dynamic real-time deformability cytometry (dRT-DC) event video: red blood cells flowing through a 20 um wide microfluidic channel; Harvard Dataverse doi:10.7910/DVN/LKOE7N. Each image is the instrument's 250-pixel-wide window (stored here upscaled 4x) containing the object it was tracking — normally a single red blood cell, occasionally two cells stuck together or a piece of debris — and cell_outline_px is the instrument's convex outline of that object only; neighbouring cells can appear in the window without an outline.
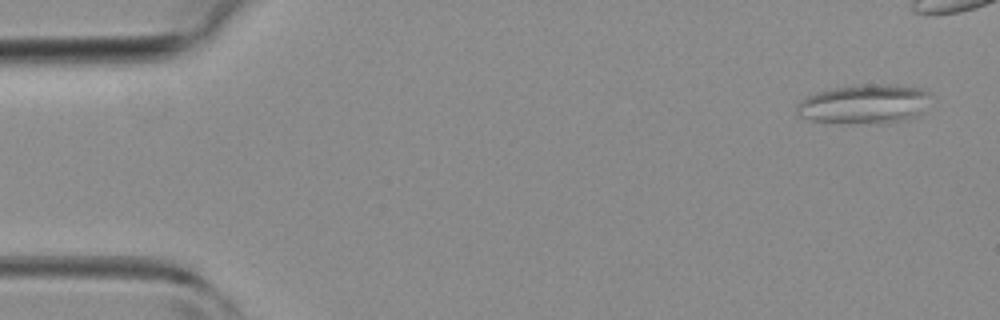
{"species": "common noctule bat (a hibernating species)", "species_latin": "Nyctalus noctula", "temperature_condition": "room temperature", "stored_images_in_passage": 36, "camera_frame_rate_fps": 3000, "um_per_image_px": 0.085, "animal": {"sex": "female", "body_mass_g": 19.3, "forearm_length_mm": 54.1}, "frame": {"image": 1, "passage_image": 2, "time_ms": 0.333, "image_size_px": [1000, 320], "cell_outline_px": [[932, 96], [920, 112], [916, 116], [908, 120], [884, 124], [880, 124], [812, 120], [796, 116], [796, 104], [800, 100], [808, 96], [820, 92], [836, 88], [864, 84], [896, 84], [920, 88], [928, 92]], "centroid_in_image_um": [73.5, 8.85], "position_along_channel_um": 11.5, "area_um2": 30.63}}
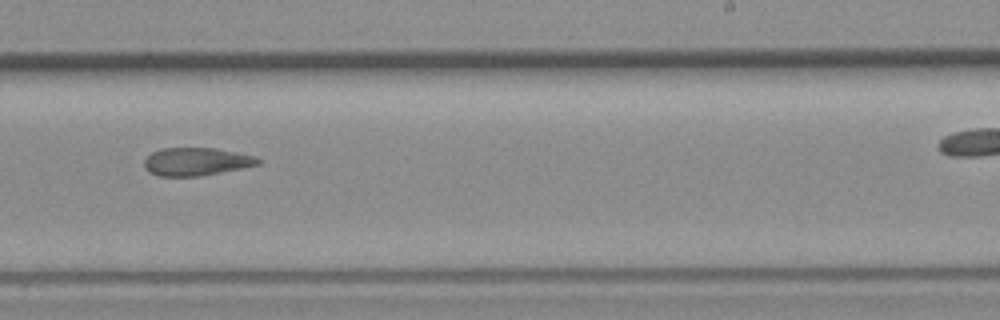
{"frame": {"image": 2, "passage_image": 27, "time_ms": 8.667, "image_size_px": [1000, 320], "cell_outline_px": [[260, 164], [200, 176], [160, 176], [148, 172], [144, 168], [144, 160], [152, 152], [164, 148], [216, 148], [256, 156], [260, 160]], "centroid_in_image_um": [16.66, 13.73], "position_along_channel_um": 272.3, "area_um2": 18.44}}
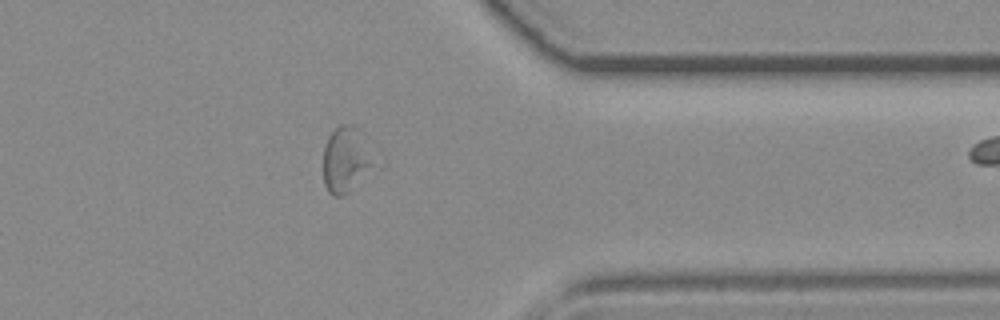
{"frame": {"image": 3, "passage_image": 35, "time_ms": 11.333, "image_size_px": [1000, 320], "cell_outline_px": [[368, 164], [348, 192], [344, 196], [332, 196], [328, 192], [324, 184], [324, 148], [328, 136], [340, 124], [352, 124], [356, 128]], "centroid_in_image_um": [29.17, 13.59], "position_along_channel_um": 382.2, "area_um2": 16.94}}